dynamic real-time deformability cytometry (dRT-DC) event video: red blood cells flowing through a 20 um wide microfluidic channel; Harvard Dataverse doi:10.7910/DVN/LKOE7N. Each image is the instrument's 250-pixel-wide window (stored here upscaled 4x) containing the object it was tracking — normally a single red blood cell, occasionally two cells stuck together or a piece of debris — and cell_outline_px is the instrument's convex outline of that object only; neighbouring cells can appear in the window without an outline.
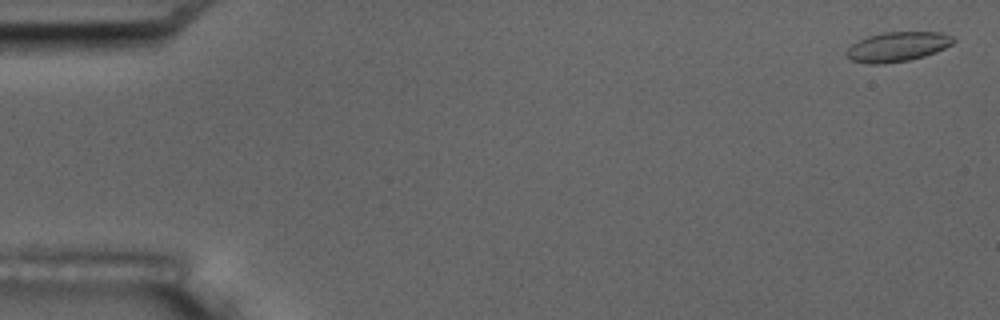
{"species": "common noctule bat (a hibernating species)", "species_latin": "Nyctalus noctula", "temperature_condition": "room temperature", "stored_images_in_passage": 5, "camera_frame_rate_fps": 3000, "um_per_image_px": 0.085, "animal": {"sex": "male", "body_mass_g": 17.5, "forearm_length_mm": 52.3}, "frame": {"image": 1, "passage_image": 1, "time_ms": 0.0, "image_size_px": [1000, 320], "cell_outline_px": [[956, 40], [952, 44], [936, 52], [924, 56], [908, 60], [884, 64], [868, 64], [852, 60], [844, 52], [852, 44], [868, 36], [884, 32], [940, 32], [952, 36]], "centroid_in_image_um": [76.29, 3.97], "position_along_channel_um": 8.7, "area_um2": 18.38}}
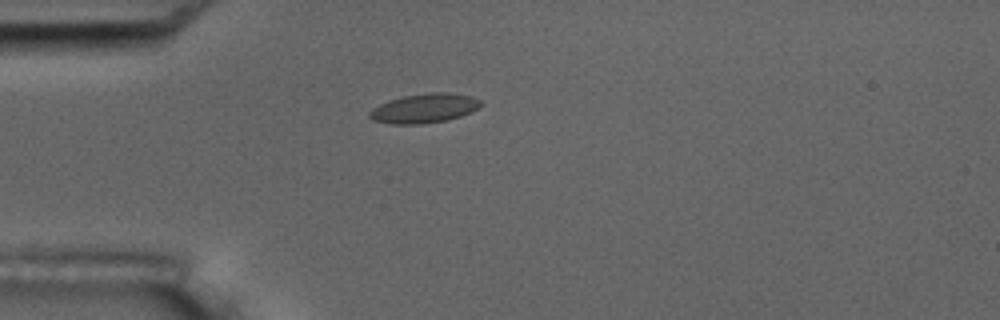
{"frame": {"image": 2, "passage_image": 5, "time_ms": 4.667, "image_size_px": [1000, 320], "cell_outline_px": [[484, 104], [460, 116], [444, 120], [420, 124], [392, 124], [372, 120], [368, 116], [368, 112], [372, 108], [388, 100], [404, 96], [428, 92], [448, 92], [472, 96], [480, 100]], "centroid_in_image_um": [36.03, 9.19], "position_along_channel_um": 49.0, "area_um2": 18.96}}